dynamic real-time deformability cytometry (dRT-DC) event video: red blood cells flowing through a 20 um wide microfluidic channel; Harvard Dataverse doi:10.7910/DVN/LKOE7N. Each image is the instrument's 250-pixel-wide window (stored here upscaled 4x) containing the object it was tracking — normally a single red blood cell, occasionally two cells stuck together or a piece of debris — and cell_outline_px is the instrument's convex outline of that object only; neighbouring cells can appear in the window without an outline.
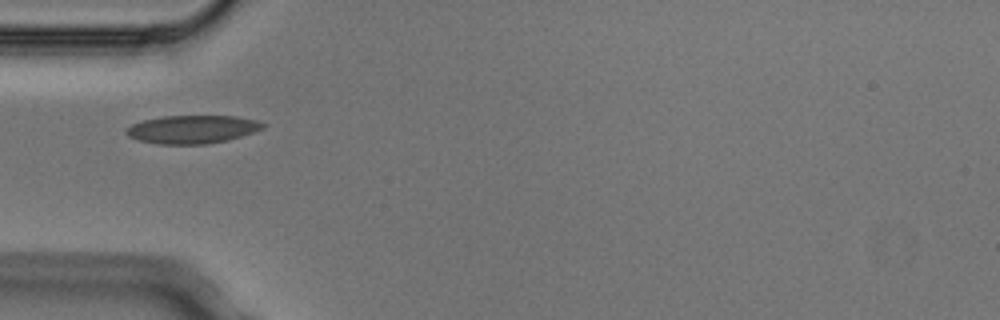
{"species": "Egyptian fruit bat (a non-hibernating species)", "species_latin": "Rousettus aegyptiacus", "temperature_condition": "cold", "stored_images_in_passage": 4, "camera_frame_rate_fps": 3000, "um_per_image_px": 0.085, "animal": {"sex": "male"}, "frame": {"image": 1, "passage_image": 1, "time_ms": 0.0, "image_size_px": [1000, 320], "cell_outline_px": [[268, 124], [264, 128], [228, 140], [208, 144], [156, 144], [140, 140], [128, 136], [124, 132], [132, 124], [144, 120], [164, 116], [236, 116], [256, 120]], "centroid_in_image_um": [16.37, 10.99], "position_along_channel_um": 68.6, "area_um2": 22.37}}
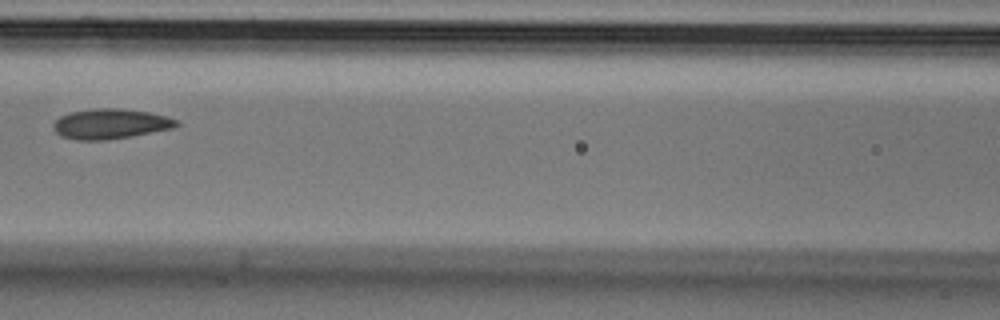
{"frame": {"image": 2, "passage_image": 3, "time_ms": 0.667, "image_size_px": [1000, 320], "cell_outline_px": [[180, 124], [176, 128], [132, 136], [108, 140], [76, 140], [60, 136], [52, 128], [52, 124], [60, 116], [72, 112], [96, 108], [120, 108], [148, 112], [168, 116], [180, 120]], "centroid_in_image_um": [9.43, 10.53], "position_along_channel_um": 157.2, "area_um2": 21.91}}
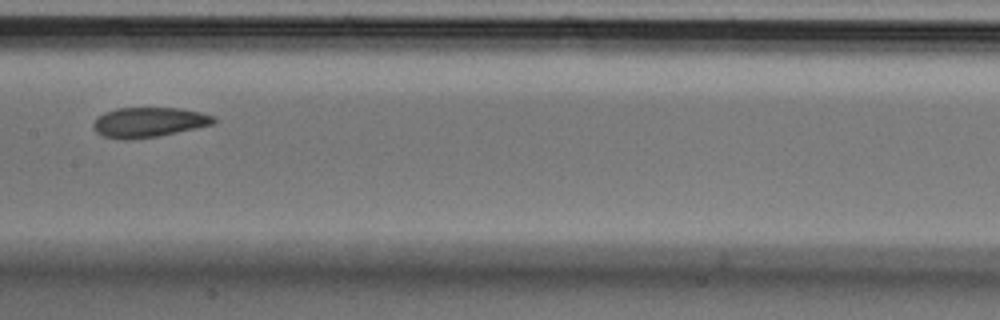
{"frame": {"image": 3, "passage_image": 4, "time_ms": 1.0, "image_size_px": [1000, 320], "cell_outline_px": [[216, 124], [160, 136], [132, 140], [120, 140], [104, 136], [96, 132], [92, 128], [92, 124], [104, 112], [116, 108], [180, 108], [200, 112], [216, 116]], "centroid_in_image_um": [12.67, 10.4], "position_along_channel_um": 194.7, "area_um2": 21.33}}